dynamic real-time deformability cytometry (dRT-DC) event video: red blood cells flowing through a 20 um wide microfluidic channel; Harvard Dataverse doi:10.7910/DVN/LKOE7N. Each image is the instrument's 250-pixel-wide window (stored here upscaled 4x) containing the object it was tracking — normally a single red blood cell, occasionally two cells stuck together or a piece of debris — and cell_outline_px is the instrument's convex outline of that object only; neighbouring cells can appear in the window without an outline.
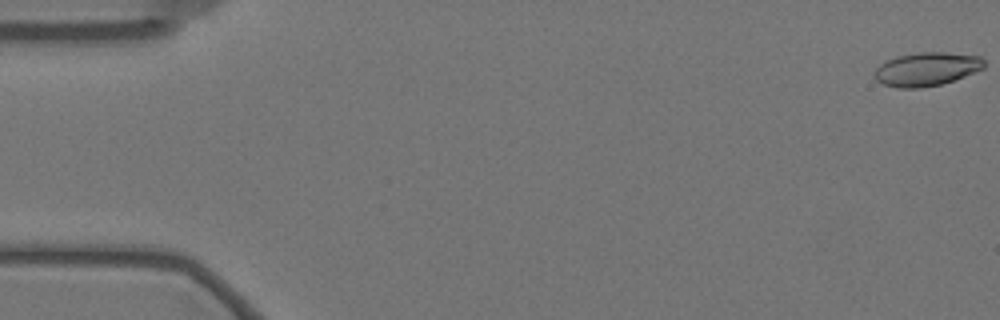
{"species": "Egyptian fruit bat (a non-hibernating species)", "species_latin": "Rousettus aegyptiacus", "temperature_condition": "warm", "stored_images_in_passage": 59, "camera_frame_rate_fps": 3000, "um_per_image_px": 0.085, "animal": {"sex": "female"}, "frame": {"image": 1, "passage_image": 1, "time_ms": 0.0, "image_size_px": [1000, 320], "cell_outline_px": [[984, 68], [964, 76], [940, 84], [920, 88], [896, 88], [884, 84], [876, 80], [872, 76], [872, 72], [884, 60], [896, 56], [920, 52], [944, 52], [980, 56], [984, 60]], "centroid_in_image_um": [78.7, 5.87], "position_along_channel_um": 6.3, "area_um2": 21.56}}
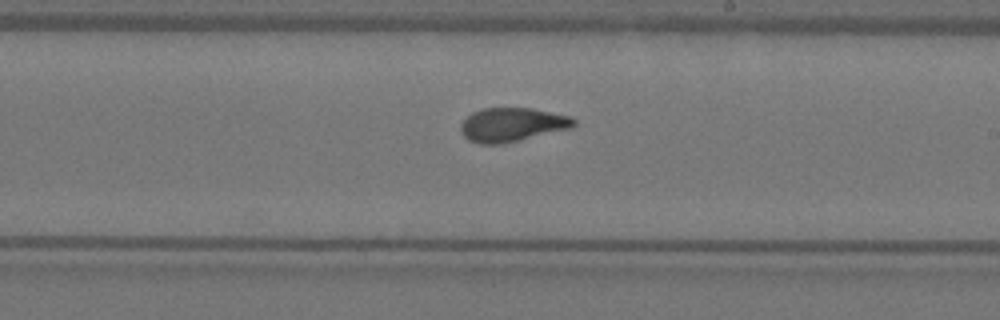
{"frame": {"image": 2, "passage_image": 34, "time_ms": 11.0, "image_size_px": [1000, 320], "cell_outline_px": [[576, 124], [572, 128], [516, 140], [496, 144], [480, 144], [468, 140], [460, 132], [460, 124], [472, 112], [480, 108], [532, 108], [572, 116], [576, 120]], "centroid_in_image_um": [43.52, 10.58], "position_along_channel_um": 245.5, "area_um2": 22.25}}
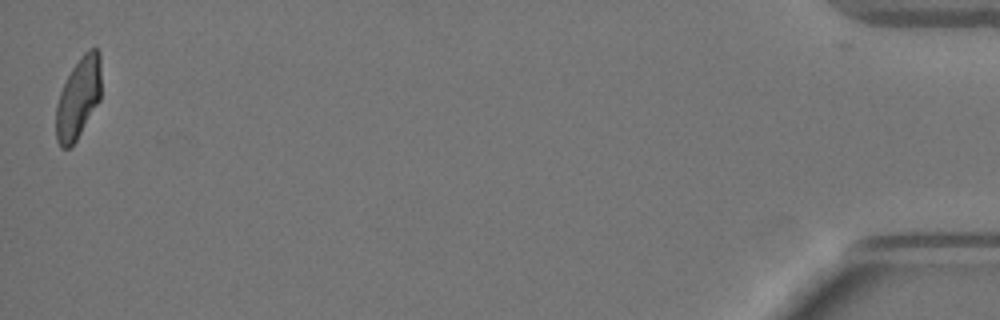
{"frame": {"image": 3, "passage_image": 58, "time_ms": 19.0, "image_size_px": [1000, 320], "cell_outline_px": [[100, 100], [76, 140], [68, 148], [60, 148], [56, 140], [56, 104], [60, 92], [72, 68], [84, 52], [88, 48], [96, 48], [100, 52]], "centroid_in_image_um": [6.65, 8.33], "position_along_channel_um": 428.5, "area_um2": 21.21}, "authors_computed_cell_mechanics": {"area_um2": 21.964, "velocity_mm_per_s": 3.4792, "shape_relaxation_time_tau1_ms": 8.5134, "shape_relaxation_time_tau2_ms": 1.4057, "deformation_change_tau1": 0.2288, "deformation_change_tau2": 0.078}}